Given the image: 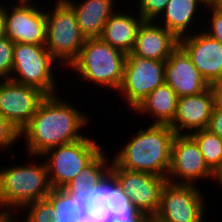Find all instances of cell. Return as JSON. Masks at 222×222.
<instances>
[{"instance_id":"8","label":"cell","mask_w":222,"mask_h":222,"mask_svg":"<svg viewBox=\"0 0 222 222\" xmlns=\"http://www.w3.org/2000/svg\"><path fill=\"white\" fill-rule=\"evenodd\" d=\"M165 64L166 61L146 59L129 52L123 81L113 97L116 95L121 101L124 100L130 113L149 93L165 83Z\"/></svg>"},{"instance_id":"18","label":"cell","mask_w":222,"mask_h":222,"mask_svg":"<svg viewBox=\"0 0 222 222\" xmlns=\"http://www.w3.org/2000/svg\"><path fill=\"white\" fill-rule=\"evenodd\" d=\"M206 6L202 0H169L164 11L155 21L180 39L203 29L201 26L203 27L204 24L205 13L203 12ZM200 17L202 20L198 19Z\"/></svg>"},{"instance_id":"1","label":"cell","mask_w":222,"mask_h":222,"mask_svg":"<svg viewBox=\"0 0 222 222\" xmlns=\"http://www.w3.org/2000/svg\"><path fill=\"white\" fill-rule=\"evenodd\" d=\"M63 90V93L47 95L20 132L25 154L41 156L49 149L78 141L87 135L84 131L87 125L90 127L91 117L81 109V105L78 109V105L72 104L70 99L67 101Z\"/></svg>"},{"instance_id":"4","label":"cell","mask_w":222,"mask_h":222,"mask_svg":"<svg viewBox=\"0 0 222 222\" xmlns=\"http://www.w3.org/2000/svg\"><path fill=\"white\" fill-rule=\"evenodd\" d=\"M125 60V53L111 47L100 38H87L78 57L69 65V69L65 70L70 73H65L68 76L73 74L71 77L76 78L78 75L77 83L81 81L85 82L84 84H91V92L97 86L103 94L106 89L111 91V94L113 91L116 94L123 81Z\"/></svg>"},{"instance_id":"20","label":"cell","mask_w":222,"mask_h":222,"mask_svg":"<svg viewBox=\"0 0 222 222\" xmlns=\"http://www.w3.org/2000/svg\"><path fill=\"white\" fill-rule=\"evenodd\" d=\"M132 10L128 6H124V8L118 9L110 16V18L105 23L102 33L99 38L108 43L111 47H114L126 55L132 51L135 39L137 37L138 29L144 19L137 13L136 10L130 12L131 10H127L128 8ZM124 9V10H123ZM136 12V13H135Z\"/></svg>"},{"instance_id":"26","label":"cell","mask_w":222,"mask_h":222,"mask_svg":"<svg viewBox=\"0 0 222 222\" xmlns=\"http://www.w3.org/2000/svg\"><path fill=\"white\" fill-rule=\"evenodd\" d=\"M20 211L21 212H18L12 218V222H56L54 219L52 205L47 199L30 202L26 204ZM19 213L21 214V217ZM22 216L25 218L23 219Z\"/></svg>"},{"instance_id":"11","label":"cell","mask_w":222,"mask_h":222,"mask_svg":"<svg viewBox=\"0 0 222 222\" xmlns=\"http://www.w3.org/2000/svg\"><path fill=\"white\" fill-rule=\"evenodd\" d=\"M110 175L115 183L129 196L136 213L146 217L157 214L161 192L167 179L146 172L130 171L119 168L113 161Z\"/></svg>"},{"instance_id":"24","label":"cell","mask_w":222,"mask_h":222,"mask_svg":"<svg viewBox=\"0 0 222 222\" xmlns=\"http://www.w3.org/2000/svg\"><path fill=\"white\" fill-rule=\"evenodd\" d=\"M46 199L52 205L56 222H96L74 196L63 189H52Z\"/></svg>"},{"instance_id":"29","label":"cell","mask_w":222,"mask_h":222,"mask_svg":"<svg viewBox=\"0 0 222 222\" xmlns=\"http://www.w3.org/2000/svg\"><path fill=\"white\" fill-rule=\"evenodd\" d=\"M20 132L0 114V151L8 152L12 146L19 144ZM15 143V144H14Z\"/></svg>"},{"instance_id":"12","label":"cell","mask_w":222,"mask_h":222,"mask_svg":"<svg viewBox=\"0 0 222 222\" xmlns=\"http://www.w3.org/2000/svg\"><path fill=\"white\" fill-rule=\"evenodd\" d=\"M213 179L214 172L206 164L196 140L190 134H176L172 143L167 181L197 185L200 181L207 184Z\"/></svg>"},{"instance_id":"37","label":"cell","mask_w":222,"mask_h":222,"mask_svg":"<svg viewBox=\"0 0 222 222\" xmlns=\"http://www.w3.org/2000/svg\"><path fill=\"white\" fill-rule=\"evenodd\" d=\"M12 218L7 214L0 213V222H11Z\"/></svg>"},{"instance_id":"17","label":"cell","mask_w":222,"mask_h":222,"mask_svg":"<svg viewBox=\"0 0 222 222\" xmlns=\"http://www.w3.org/2000/svg\"><path fill=\"white\" fill-rule=\"evenodd\" d=\"M213 110L210 89L197 95L178 98L176 114L169 124L176 134H191L206 129Z\"/></svg>"},{"instance_id":"34","label":"cell","mask_w":222,"mask_h":222,"mask_svg":"<svg viewBox=\"0 0 222 222\" xmlns=\"http://www.w3.org/2000/svg\"><path fill=\"white\" fill-rule=\"evenodd\" d=\"M0 38L6 36L5 33V20H4V10H3V3L0 0Z\"/></svg>"},{"instance_id":"19","label":"cell","mask_w":222,"mask_h":222,"mask_svg":"<svg viewBox=\"0 0 222 222\" xmlns=\"http://www.w3.org/2000/svg\"><path fill=\"white\" fill-rule=\"evenodd\" d=\"M179 46V39L154 20L140 25L132 53L146 59L166 61Z\"/></svg>"},{"instance_id":"39","label":"cell","mask_w":222,"mask_h":222,"mask_svg":"<svg viewBox=\"0 0 222 222\" xmlns=\"http://www.w3.org/2000/svg\"><path fill=\"white\" fill-rule=\"evenodd\" d=\"M206 5H209L213 0H202Z\"/></svg>"},{"instance_id":"6","label":"cell","mask_w":222,"mask_h":222,"mask_svg":"<svg viewBox=\"0 0 222 222\" xmlns=\"http://www.w3.org/2000/svg\"><path fill=\"white\" fill-rule=\"evenodd\" d=\"M60 68L63 67L45 45L15 43L10 80L38 88L46 95H54L63 88L57 84L60 79L55 73Z\"/></svg>"},{"instance_id":"5","label":"cell","mask_w":222,"mask_h":222,"mask_svg":"<svg viewBox=\"0 0 222 222\" xmlns=\"http://www.w3.org/2000/svg\"><path fill=\"white\" fill-rule=\"evenodd\" d=\"M45 6V47L61 64L63 69L78 57L86 37L82 34L73 9L64 0H53ZM52 10V11H51Z\"/></svg>"},{"instance_id":"14","label":"cell","mask_w":222,"mask_h":222,"mask_svg":"<svg viewBox=\"0 0 222 222\" xmlns=\"http://www.w3.org/2000/svg\"><path fill=\"white\" fill-rule=\"evenodd\" d=\"M46 96L38 88L0 80V114L21 132Z\"/></svg>"},{"instance_id":"40","label":"cell","mask_w":222,"mask_h":222,"mask_svg":"<svg viewBox=\"0 0 222 222\" xmlns=\"http://www.w3.org/2000/svg\"><path fill=\"white\" fill-rule=\"evenodd\" d=\"M10 1V0H7ZM16 1H35V0H16Z\"/></svg>"},{"instance_id":"33","label":"cell","mask_w":222,"mask_h":222,"mask_svg":"<svg viewBox=\"0 0 222 222\" xmlns=\"http://www.w3.org/2000/svg\"><path fill=\"white\" fill-rule=\"evenodd\" d=\"M103 222H149V217L136 213L133 217H123V219H104Z\"/></svg>"},{"instance_id":"28","label":"cell","mask_w":222,"mask_h":222,"mask_svg":"<svg viewBox=\"0 0 222 222\" xmlns=\"http://www.w3.org/2000/svg\"><path fill=\"white\" fill-rule=\"evenodd\" d=\"M168 2L169 0H134L137 13L144 20L154 21L162 14Z\"/></svg>"},{"instance_id":"36","label":"cell","mask_w":222,"mask_h":222,"mask_svg":"<svg viewBox=\"0 0 222 222\" xmlns=\"http://www.w3.org/2000/svg\"><path fill=\"white\" fill-rule=\"evenodd\" d=\"M209 6L216 12L222 13V0H213Z\"/></svg>"},{"instance_id":"38","label":"cell","mask_w":222,"mask_h":222,"mask_svg":"<svg viewBox=\"0 0 222 222\" xmlns=\"http://www.w3.org/2000/svg\"><path fill=\"white\" fill-rule=\"evenodd\" d=\"M149 222H163V221H160L155 216H153V217H149Z\"/></svg>"},{"instance_id":"9","label":"cell","mask_w":222,"mask_h":222,"mask_svg":"<svg viewBox=\"0 0 222 222\" xmlns=\"http://www.w3.org/2000/svg\"><path fill=\"white\" fill-rule=\"evenodd\" d=\"M200 186L166 182L155 217L163 222H206L207 199ZM205 198V200H204ZM204 220V221H203Z\"/></svg>"},{"instance_id":"35","label":"cell","mask_w":222,"mask_h":222,"mask_svg":"<svg viewBox=\"0 0 222 222\" xmlns=\"http://www.w3.org/2000/svg\"><path fill=\"white\" fill-rule=\"evenodd\" d=\"M213 181L218 184L220 186V188L222 187V164L221 166L216 170V172L214 173V179ZM222 189V188H221Z\"/></svg>"},{"instance_id":"7","label":"cell","mask_w":222,"mask_h":222,"mask_svg":"<svg viewBox=\"0 0 222 222\" xmlns=\"http://www.w3.org/2000/svg\"><path fill=\"white\" fill-rule=\"evenodd\" d=\"M98 139L86 135L78 141L59 145L41 155L47 166L53 189H62L103 149Z\"/></svg>"},{"instance_id":"27","label":"cell","mask_w":222,"mask_h":222,"mask_svg":"<svg viewBox=\"0 0 222 222\" xmlns=\"http://www.w3.org/2000/svg\"><path fill=\"white\" fill-rule=\"evenodd\" d=\"M15 43L7 36L0 38V80L10 79Z\"/></svg>"},{"instance_id":"3","label":"cell","mask_w":222,"mask_h":222,"mask_svg":"<svg viewBox=\"0 0 222 222\" xmlns=\"http://www.w3.org/2000/svg\"><path fill=\"white\" fill-rule=\"evenodd\" d=\"M22 162L0 166V213L11 218L26 204L46 199L53 189L41 156L27 155V163Z\"/></svg>"},{"instance_id":"32","label":"cell","mask_w":222,"mask_h":222,"mask_svg":"<svg viewBox=\"0 0 222 222\" xmlns=\"http://www.w3.org/2000/svg\"><path fill=\"white\" fill-rule=\"evenodd\" d=\"M209 89L213 96V109L222 110V80L209 83Z\"/></svg>"},{"instance_id":"2","label":"cell","mask_w":222,"mask_h":222,"mask_svg":"<svg viewBox=\"0 0 222 222\" xmlns=\"http://www.w3.org/2000/svg\"><path fill=\"white\" fill-rule=\"evenodd\" d=\"M138 128L120 144L112 161L122 169L146 172L167 179L171 165L172 143L176 133L168 124H152ZM125 144V145H124Z\"/></svg>"},{"instance_id":"16","label":"cell","mask_w":222,"mask_h":222,"mask_svg":"<svg viewBox=\"0 0 222 222\" xmlns=\"http://www.w3.org/2000/svg\"><path fill=\"white\" fill-rule=\"evenodd\" d=\"M165 83L178 97L197 95L209 88L207 81L180 46L166 60Z\"/></svg>"},{"instance_id":"21","label":"cell","mask_w":222,"mask_h":222,"mask_svg":"<svg viewBox=\"0 0 222 222\" xmlns=\"http://www.w3.org/2000/svg\"><path fill=\"white\" fill-rule=\"evenodd\" d=\"M74 11L79 28L87 38H99L118 0H64ZM117 7V8H116Z\"/></svg>"},{"instance_id":"22","label":"cell","mask_w":222,"mask_h":222,"mask_svg":"<svg viewBox=\"0 0 222 222\" xmlns=\"http://www.w3.org/2000/svg\"><path fill=\"white\" fill-rule=\"evenodd\" d=\"M178 96L166 83L149 93L132 111L135 117L152 119V124H170L176 114ZM137 115V116H136ZM155 118V119H154Z\"/></svg>"},{"instance_id":"25","label":"cell","mask_w":222,"mask_h":222,"mask_svg":"<svg viewBox=\"0 0 222 222\" xmlns=\"http://www.w3.org/2000/svg\"><path fill=\"white\" fill-rule=\"evenodd\" d=\"M199 145L208 167L215 173L222 164V138L207 129L190 134Z\"/></svg>"},{"instance_id":"15","label":"cell","mask_w":222,"mask_h":222,"mask_svg":"<svg viewBox=\"0 0 222 222\" xmlns=\"http://www.w3.org/2000/svg\"><path fill=\"white\" fill-rule=\"evenodd\" d=\"M179 46L208 84L222 80V44L219 41L201 29L180 38Z\"/></svg>"},{"instance_id":"23","label":"cell","mask_w":222,"mask_h":222,"mask_svg":"<svg viewBox=\"0 0 222 222\" xmlns=\"http://www.w3.org/2000/svg\"><path fill=\"white\" fill-rule=\"evenodd\" d=\"M105 151V152H104ZM103 149L73 180L62 189L69 195H77L86 189L97 187L110 175L112 156Z\"/></svg>"},{"instance_id":"30","label":"cell","mask_w":222,"mask_h":222,"mask_svg":"<svg viewBox=\"0 0 222 222\" xmlns=\"http://www.w3.org/2000/svg\"><path fill=\"white\" fill-rule=\"evenodd\" d=\"M206 8L207 9H205L204 12H207L204 15V17L206 16V19H204L205 24H203L202 30L210 37L214 38L216 41H219L222 44V13L214 11L209 5H207Z\"/></svg>"},{"instance_id":"10","label":"cell","mask_w":222,"mask_h":222,"mask_svg":"<svg viewBox=\"0 0 222 222\" xmlns=\"http://www.w3.org/2000/svg\"><path fill=\"white\" fill-rule=\"evenodd\" d=\"M8 3L10 6L3 0L6 36L14 43L45 45L46 12L43 5L46 2L10 0Z\"/></svg>"},{"instance_id":"31","label":"cell","mask_w":222,"mask_h":222,"mask_svg":"<svg viewBox=\"0 0 222 222\" xmlns=\"http://www.w3.org/2000/svg\"><path fill=\"white\" fill-rule=\"evenodd\" d=\"M206 129L222 138V110H212Z\"/></svg>"},{"instance_id":"13","label":"cell","mask_w":222,"mask_h":222,"mask_svg":"<svg viewBox=\"0 0 222 222\" xmlns=\"http://www.w3.org/2000/svg\"><path fill=\"white\" fill-rule=\"evenodd\" d=\"M74 198L95 221L123 219L136 214L129 196L115 183L111 175L97 187L86 189L74 195Z\"/></svg>"}]
</instances>
